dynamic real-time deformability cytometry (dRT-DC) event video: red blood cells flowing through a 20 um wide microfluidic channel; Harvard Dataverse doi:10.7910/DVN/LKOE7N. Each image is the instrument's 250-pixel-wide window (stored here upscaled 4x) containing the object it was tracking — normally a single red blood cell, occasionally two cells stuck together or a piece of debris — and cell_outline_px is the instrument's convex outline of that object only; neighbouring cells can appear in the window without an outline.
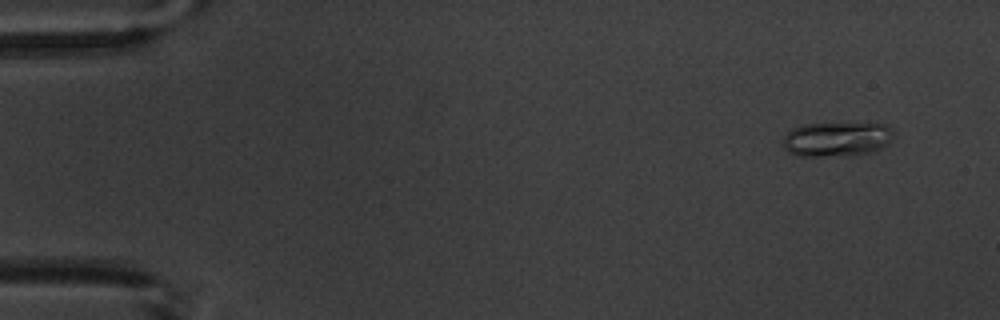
{"species": "common noctule bat (a hibernating species)", "species_latin": "Nyctalus noctula", "temperature_condition": "warm", "stored_images_in_passage": 5, "camera_frame_rate_fps": 3000, "um_per_image_px": 0.085, "animal": {"sex": "male", "body_mass_g": 20.1, "forearm_length_mm": 53.5}, "frame": {"image": 1, "passage_image": 1, "time_ms": 0.0, "image_size_px": [1000, 320], "cell_outline_px": [[896, 132], [892, 140], [888, 144], [872, 152], [848, 156], [796, 156], [788, 152], [784, 148], [784, 136], [792, 128], [804, 124], [888, 124]], "centroid_in_image_um": [71.16, 11.84], "position_along_channel_um": 13.8, "area_um2": 22.48}}